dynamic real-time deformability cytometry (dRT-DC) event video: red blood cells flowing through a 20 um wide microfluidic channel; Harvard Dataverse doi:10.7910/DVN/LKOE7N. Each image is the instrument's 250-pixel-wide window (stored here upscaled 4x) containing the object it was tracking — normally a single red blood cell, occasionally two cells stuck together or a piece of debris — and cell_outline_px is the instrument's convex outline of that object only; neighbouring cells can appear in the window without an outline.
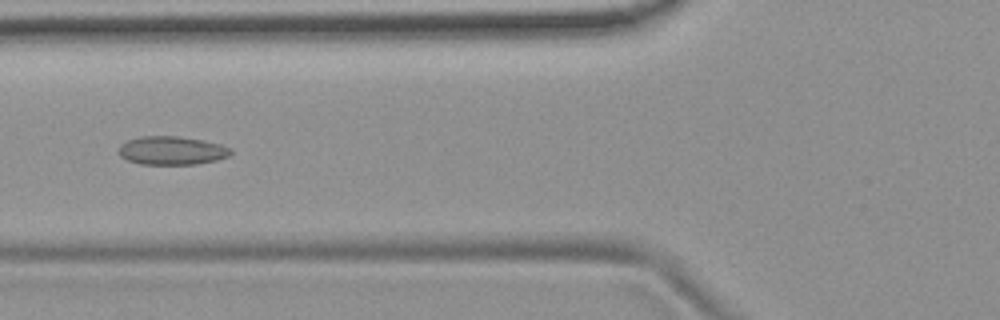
{"species": "common noctule bat (a hibernating species)", "species_latin": "Nyctalus noctula", "temperature_condition": "room temperature", "stored_images_in_passage": 32, "camera_frame_rate_fps": 3000, "um_per_image_px": 0.085, "animal": {"sex": "female", "body_mass_g": 19.9}, "frame": {"image": 1, "passage_image": 5, "time_ms": 1.333, "image_size_px": [1000, 320], "cell_outline_px": [[232, 152], [228, 156], [216, 160], [196, 164], [140, 164], [128, 160], [120, 156], [116, 152], [116, 148], [120, 144], [128, 140], [140, 136], [176, 136], [204, 140], [220, 144], [232, 148]], "centroid_in_image_um": [14.56, 12.79], "position_along_channel_um": 111.2, "area_um2": 18.79}}
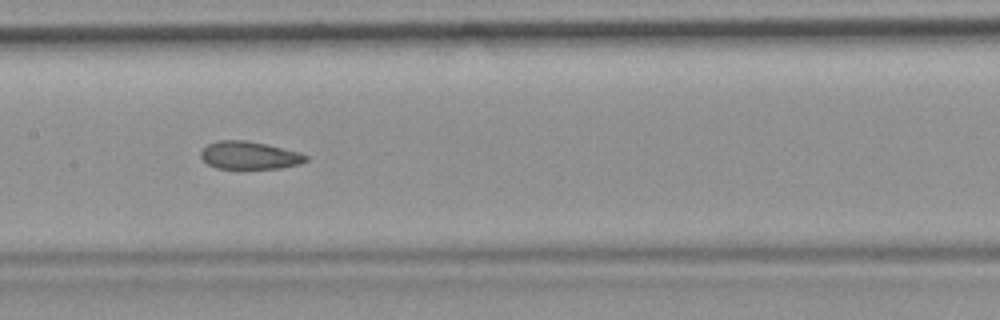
{"frame": {"image": 2, "passage_image": 11, "time_ms": 3.333, "image_size_px": [1000, 320], "cell_outline_px": [[308, 160], [300, 164], [280, 168], [216, 168], [208, 164], [200, 156], [200, 152], [208, 144], [220, 140], [248, 140], [300, 152], [308, 156]], "centroid_in_image_um": [21.21, 13.2], "position_along_channel_um": 186.2, "area_um2": 16.94}}
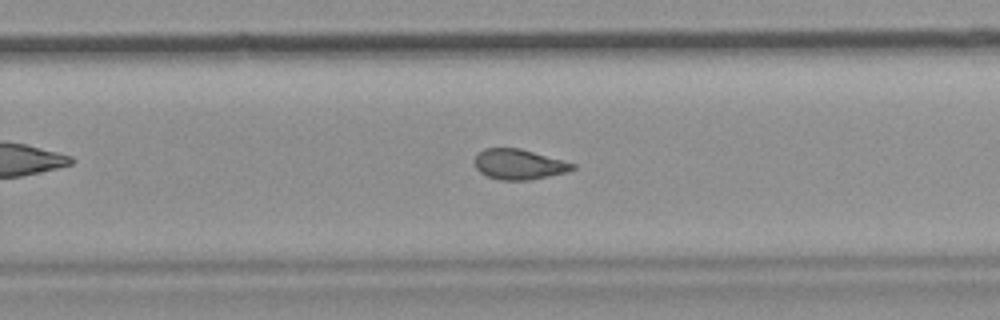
{"frame": {"image": 3, "passage_image": 19, "time_ms": 6.0, "image_size_px": [1000, 320], "cell_outline_px": [[576, 168], [568, 172], [528, 180], [500, 180], [488, 176], [480, 172], [476, 168], [476, 156], [484, 148], [520, 148], [564, 160], [576, 164]], "centroid_in_image_um": [44.15, 13.96], "position_along_channel_um": 285.6, "area_um2": 17.22}, "authors_computed_cell_mechanics": {"area_um2": 17.6868, "velocity_mm_per_s": 3.7432, "shape_relaxation_time_tau1_ms": null, "shape_relaxation_time_tau2_ms": 2.298, "deformation_change_tau1": null, "deformation_change_tau2": 0.0988}}